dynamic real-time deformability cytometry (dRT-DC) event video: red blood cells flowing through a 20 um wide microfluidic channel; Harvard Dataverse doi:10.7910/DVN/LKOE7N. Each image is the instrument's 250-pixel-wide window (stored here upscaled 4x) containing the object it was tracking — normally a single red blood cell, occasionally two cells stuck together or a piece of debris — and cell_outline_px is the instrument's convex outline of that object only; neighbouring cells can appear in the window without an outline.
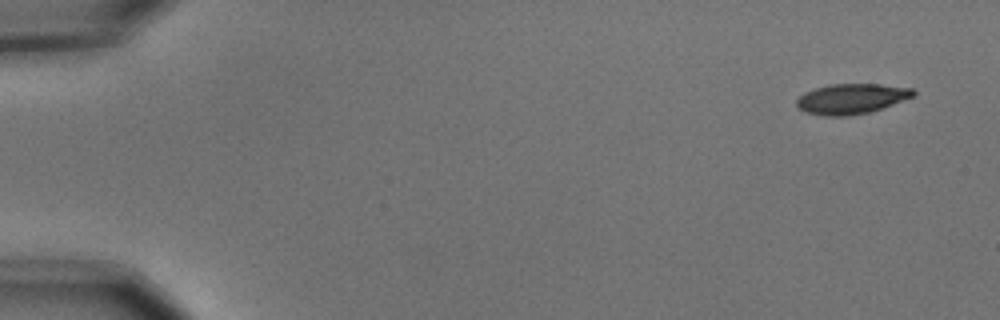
{"species": "common noctule bat (a hibernating species)", "species_latin": "Nyctalus noctula", "temperature_condition": "cold", "stored_images_in_passage": 5, "camera_frame_rate_fps": 3000, "um_per_image_px": 0.085, "animal": {"sex": "male", "body_mass_g": 15.6}, "frame": {"image": 1, "passage_image": 1, "time_ms": 0.0, "image_size_px": [1000, 320], "cell_outline_px": [[916, 96], [868, 112], [848, 116], [824, 116], [808, 112], [800, 108], [796, 104], [796, 100], [804, 92], [828, 84], [880, 84], [912, 88], [916, 92]], "centroid_in_image_um": [72.38, 8.38], "position_along_channel_um": 12.6, "area_um2": 20.4}}
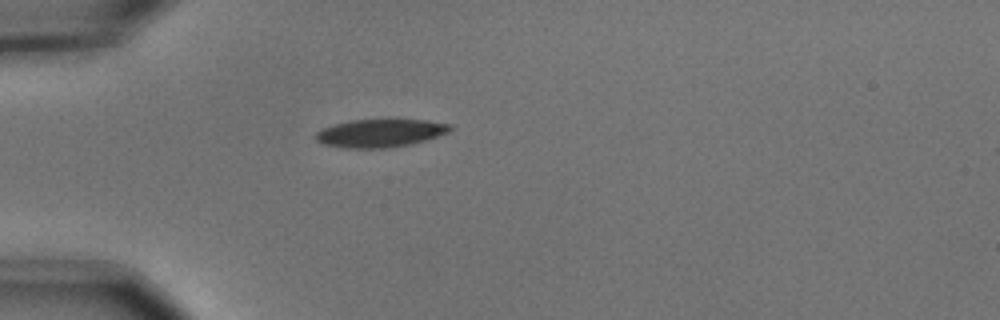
{"frame": {"image": 2, "passage_image": 5, "time_ms": 1.333, "image_size_px": [1000, 320], "cell_outline_px": [[452, 128], [448, 132], [412, 144], [388, 148], [344, 148], [324, 144], [316, 140], [316, 132], [324, 128], [336, 124], [352, 120], [428, 120], [452, 124]], "centroid_in_image_um": [32.34, 11.32], "position_along_channel_um": 52.7, "area_um2": 21.73}}